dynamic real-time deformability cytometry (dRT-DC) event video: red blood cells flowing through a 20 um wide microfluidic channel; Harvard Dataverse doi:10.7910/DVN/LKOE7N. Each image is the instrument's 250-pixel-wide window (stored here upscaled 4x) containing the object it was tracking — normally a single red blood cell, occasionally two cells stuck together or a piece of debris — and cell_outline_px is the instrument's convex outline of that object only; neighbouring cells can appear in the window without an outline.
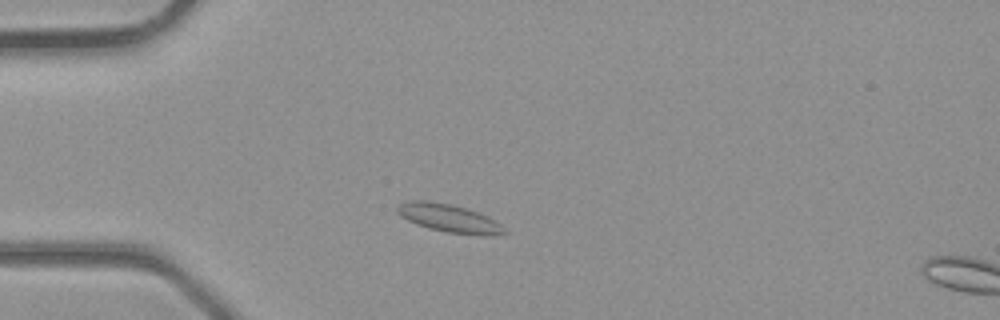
{"species": "common noctule bat (a hibernating species)", "species_latin": "Nyctalus noctula", "temperature_condition": "room temperature", "stored_images_in_passage": 8, "camera_frame_rate_fps": 3000, "um_per_image_px": 0.085, "animal": {"sex": "male", "body_mass_g": 23.1, "forearm_length_mm": 52.7}, "frame": {"image": 1, "passage_image": 6, "time_ms": 1.667, "image_size_px": [1000, 320], "cell_outline_px": [[512, 232], [488, 236], [448, 232], [428, 228], [416, 224], [400, 216], [396, 212], [396, 208], [400, 204], [412, 200], [428, 200], [452, 204], [468, 208], [488, 216], [496, 220]], "centroid_in_image_um": [38.23, 18.55], "position_along_channel_um": 46.8, "area_um2": 17.86}}